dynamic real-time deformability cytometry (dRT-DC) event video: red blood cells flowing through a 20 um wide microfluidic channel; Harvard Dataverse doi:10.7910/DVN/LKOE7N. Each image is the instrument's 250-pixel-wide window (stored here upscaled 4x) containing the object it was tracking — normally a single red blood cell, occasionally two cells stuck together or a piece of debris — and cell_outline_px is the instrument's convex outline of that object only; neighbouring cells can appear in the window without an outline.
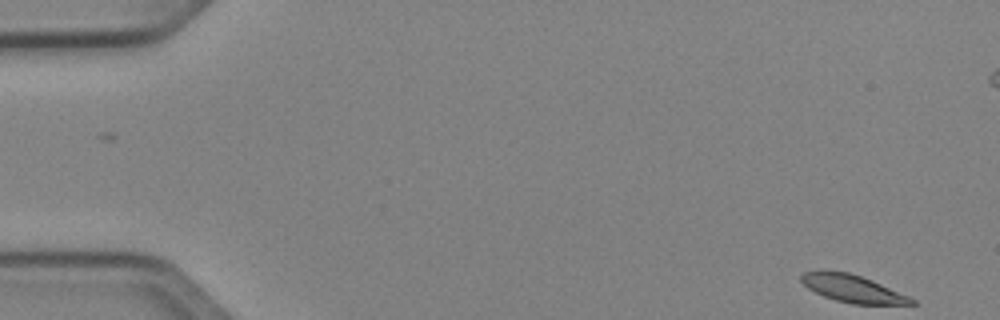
{"species": "Egyptian fruit bat (a non-hibernating species)", "species_latin": "Rousettus aegyptiacus", "temperature_condition": "cold", "stored_images_in_passage": 51, "camera_frame_rate_fps": 3000, "um_per_image_px": 0.085, "animal": {"sex": "female"}, "frame": {"image": 1, "passage_image": 1, "time_ms": 0.0, "image_size_px": [1000, 320], "cell_outline_px": [[916, 304], [852, 304], [836, 300], [824, 296], [808, 288], [800, 280], [800, 276], [804, 272], [848, 272], [872, 280], [908, 296], [916, 300]], "centroid_in_image_um": [72.5, 24.55], "position_along_channel_um": 12.5, "area_um2": 17.11}}
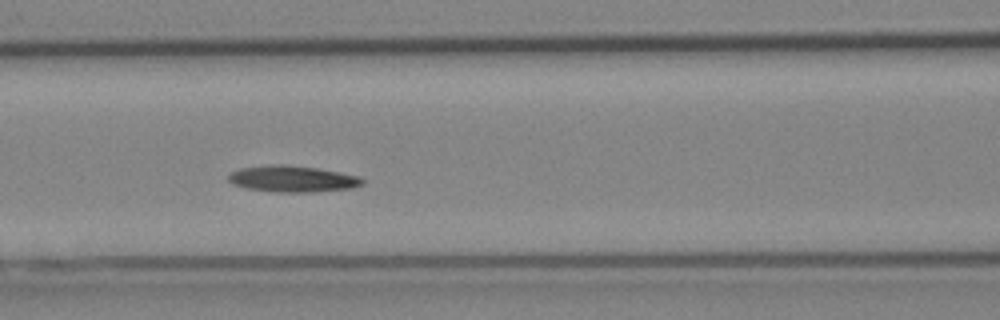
{"frame": {"image": 2, "passage_image": 21, "time_ms": 6.667, "image_size_px": [1000, 320], "cell_outline_px": [[364, 184], [352, 188], [316, 192], [276, 192], [244, 188], [232, 184], [228, 180], [228, 176], [232, 172], [240, 168], [268, 164], [284, 164], [316, 168], [340, 172], [360, 176], [364, 180]], "centroid_in_image_um": [24.86, 15.2], "position_along_channel_um": 141.7, "area_um2": 20.81}}
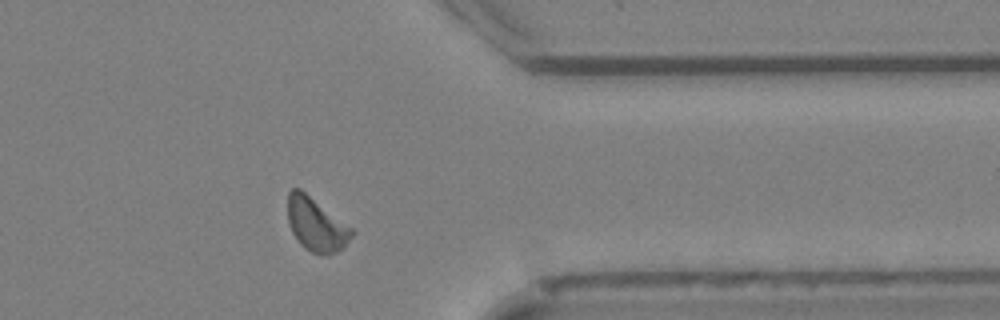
{"frame": {"image": 3, "passage_image": 40, "time_ms": 13.0, "image_size_px": [1000, 320], "cell_outline_px": [[356, 232], [336, 252], [312, 252], [304, 248], [300, 244], [292, 232], [288, 224], [288, 192], [292, 188], [300, 188], [352, 228]], "centroid_in_image_um": [26.83, 19.03], "position_along_channel_um": 384.6, "area_um2": 19.42}}